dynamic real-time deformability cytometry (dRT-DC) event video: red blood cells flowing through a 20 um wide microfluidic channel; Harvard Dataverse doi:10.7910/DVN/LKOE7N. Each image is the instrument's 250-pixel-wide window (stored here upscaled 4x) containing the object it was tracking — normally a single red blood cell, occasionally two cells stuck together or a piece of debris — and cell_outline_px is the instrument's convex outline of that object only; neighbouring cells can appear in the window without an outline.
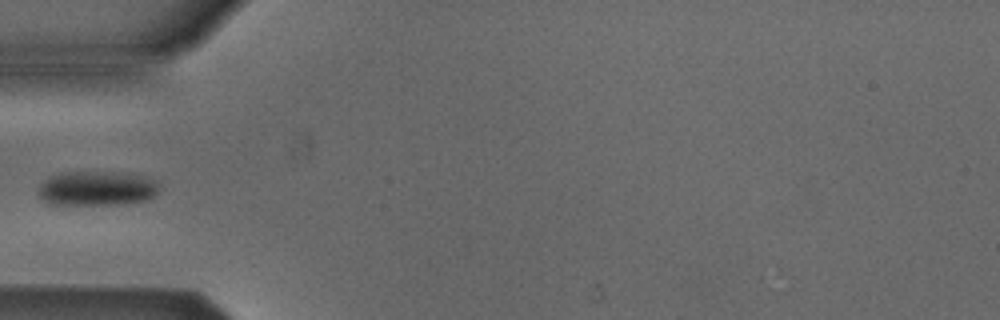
{"species": "Egyptian fruit bat (a non-hibernating species)", "species_latin": "Rousettus aegyptiacus", "temperature_condition": "cold", "stored_images_in_passage": 4, "camera_frame_rate_fps": 3000, "um_per_image_px": 0.085, "animal": {"sex": "male"}, "frame": {"image": 1, "passage_image": 4, "time_ms": 4.333, "image_size_px": [1000, 320], "cell_outline_px": [[160, 184], [156, 192], [148, 200], [124, 204], [48, 204], [36, 192], [40, 184], [48, 176], [60, 172], [112, 172], [140, 176], [156, 180]], "centroid_in_image_um": [8.18, 16.01], "position_along_channel_um": 76.8, "area_um2": 24.39}}